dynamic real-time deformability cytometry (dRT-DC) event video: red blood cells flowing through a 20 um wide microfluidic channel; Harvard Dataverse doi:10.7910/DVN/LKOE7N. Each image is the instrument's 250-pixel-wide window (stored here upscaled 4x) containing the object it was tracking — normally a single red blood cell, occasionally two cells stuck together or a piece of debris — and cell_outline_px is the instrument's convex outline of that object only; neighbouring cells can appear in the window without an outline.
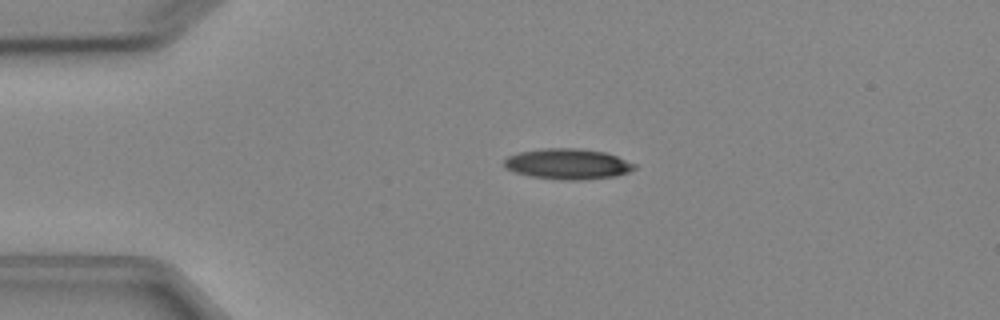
{"species": "Egyptian fruit bat (a non-hibernating species)", "species_latin": "Rousettus aegyptiacus", "temperature_condition": "cold", "stored_images_in_passage": 1, "camera_frame_rate_fps": 3000, "um_per_image_px": 0.085, "animal": {"sex": "female"}, "frame": {"image": 1, "passage_image": 1, "time_ms": 0.0, "image_size_px": [1000, 320], "cell_outline_px": [[636, 168], [628, 172], [616, 176], [584, 180], [564, 180], [532, 176], [516, 172], [504, 168], [504, 160], [508, 156], [520, 152], [544, 148], [580, 148], [604, 152], [616, 156], [636, 164]], "centroid_in_image_um": [48.27, 13.94], "position_along_channel_um": 36.7, "area_um2": 23.18}}